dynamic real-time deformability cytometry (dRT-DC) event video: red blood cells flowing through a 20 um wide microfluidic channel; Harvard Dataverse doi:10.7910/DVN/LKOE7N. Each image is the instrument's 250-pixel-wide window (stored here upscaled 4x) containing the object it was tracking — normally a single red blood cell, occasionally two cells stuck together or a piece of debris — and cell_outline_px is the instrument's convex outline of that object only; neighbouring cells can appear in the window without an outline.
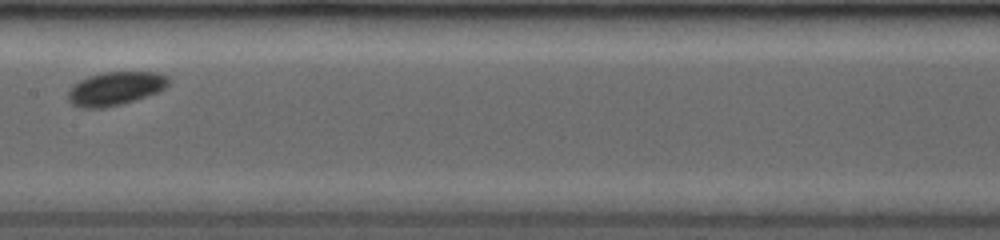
{"species": "common noctule bat (a hibernating species)", "species_latin": "Nyctalus noctula", "temperature_condition": "room temperature", "stored_images_in_passage": 13, "camera_frame_rate_fps": 3500, "um_per_image_px": 0.085, "animal": {"sex": "female", "body_mass_g": 19.0, "forearm_length_mm": 53.3}, "frame": {"image": 1, "passage_image": 8, "time_ms": 4.571, "image_size_px": [1000, 240], "cell_outline_px": [[172, 80], [164, 88], [156, 92], [120, 104], [104, 108], [80, 108], [72, 104], [68, 100], [68, 92], [72, 84], [88, 76], [104, 72], [160, 72], [168, 76]], "centroid_in_image_um": [9.78, 7.51], "position_along_channel_um": 197.6, "area_um2": 19.59}}